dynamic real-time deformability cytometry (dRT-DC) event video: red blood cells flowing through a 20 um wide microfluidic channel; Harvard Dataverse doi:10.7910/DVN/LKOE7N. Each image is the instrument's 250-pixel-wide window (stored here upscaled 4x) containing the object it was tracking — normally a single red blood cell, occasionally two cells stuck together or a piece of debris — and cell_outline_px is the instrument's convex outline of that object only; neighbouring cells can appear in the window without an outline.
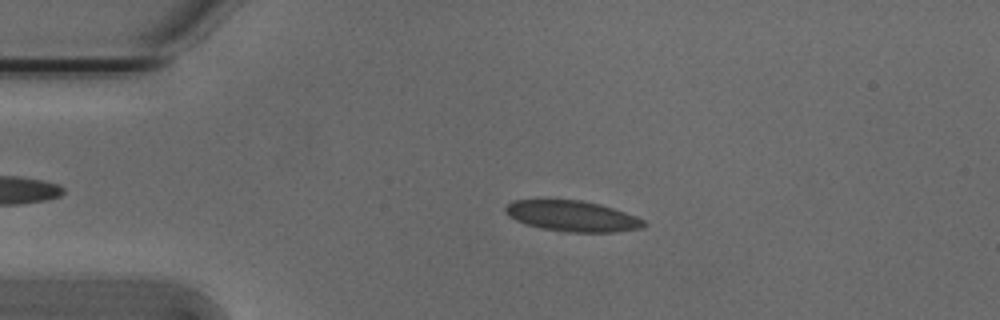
{"species": "Egyptian fruit bat (a non-hibernating species)", "species_latin": "Rousettus aegyptiacus", "temperature_condition": "cold", "stored_images_in_passage": 35, "camera_frame_rate_fps": 3000, "um_per_image_px": 0.085, "animal": {"sex": "male"}, "frame": {"image": 1, "passage_image": 4, "time_ms": 1.0, "image_size_px": [1000, 320], "cell_outline_px": [[648, 224], [644, 228], [616, 232], [564, 232], [540, 228], [524, 224], [508, 216], [504, 212], [504, 208], [512, 200], [580, 200], [600, 204], [636, 216], [644, 220]], "centroid_in_image_um": [48.64, 18.38], "position_along_channel_um": 36.4, "area_um2": 24.97}}
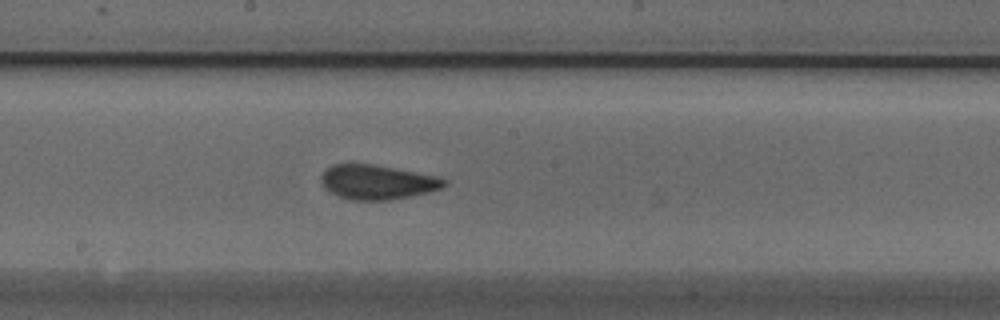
{"frame": {"image": 2, "passage_image": 21, "time_ms": 6.667, "image_size_px": [1000, 320], "cell_outline_px": [[448, 184], [440, 188], [428, 192], [388, 200], [352, 200], [340, 196], [324, 188], [320, 180], [320, 176], [332, 164], [372, 164], [440, 176], [448, 180]], "centroid_in_image_um": [32.09, 15.47], "position_along_channel_um": 216.1, "area_um2": 24.62}}
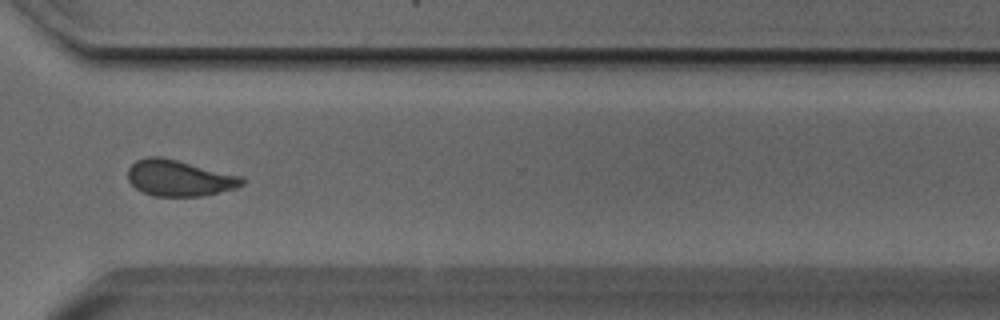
{"frame": {"image": 3, "passage_image": 32, "time_ms": 10.333, "image_size_px": [1000, 320], "cell_outline_px": [[248, 180], [244, 184], [236, 188], [200, 196], [152, 196], [136, 188], [128, 180], [128, 168], [136, 160], [148, 156], [160, 156], [244, 176]], "centroid_in_image_um": [15.27, 15.13], "position_along_channel_um": 355.3, "area_um2": 24.16}, "authors_computed_cell_mechanics": {"area_um2": 24.3338, "velocity_mm_per_s": 3.7988, "shape_relaxation_time_tau1_ms": 3.3947, "shape_relaxation_time_tau2_ms": 1.1473, "deformation_change_tau1": 0.1167, "deformation_change_tau2": 0.0679}}